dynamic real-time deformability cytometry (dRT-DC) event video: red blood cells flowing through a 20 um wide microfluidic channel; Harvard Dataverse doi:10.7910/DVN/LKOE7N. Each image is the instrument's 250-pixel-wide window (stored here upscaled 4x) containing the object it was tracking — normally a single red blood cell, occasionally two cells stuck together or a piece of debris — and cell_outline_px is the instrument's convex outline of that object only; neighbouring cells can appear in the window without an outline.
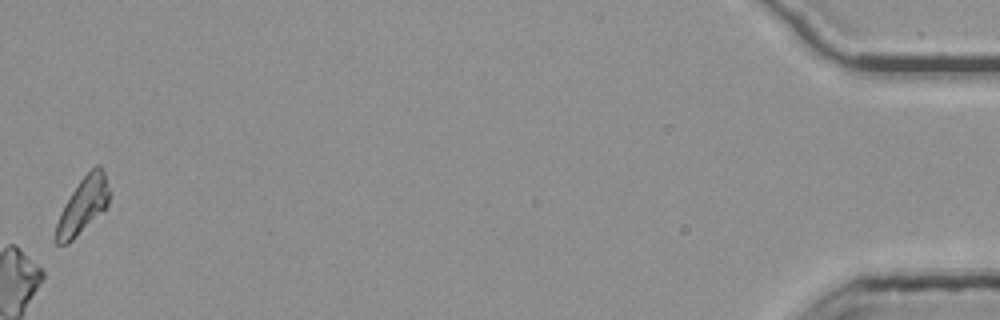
{"species": "common noctule bat (a hibernating species)", "species_latin": "Nyctalus noctula", "temperature_condition": "room temperature", "stored_images_in_passage": 55, "camera_frame_rate_fps": 3000, "um_per_image_px": 0.085, "animal": {"sex": "female", "body_mass_g": 25.1}, "frame": {"image": 1, "passage_image": 55, "time_ms": 18.0, "image_size_px": [1000, 320], "cell_outline_px": [[108, 204], [68, 244], [56, 244], [52, 240], [56, 224], [60, 212], [64, 204], [80, 180], [96, 164], [100, 164], [104, 172], [108, 188]], "centroid_in_image_um": [6.98, 17.49], "position_along_channel_um": 428.2, "area_um2": 16.99}, "authors_computed_cell_mechanics": {"area_um2": 20.6924, "velocity_mm_per_s": 3.7564, "shape_relaxation_time_tau1_ms": 2.0039, "shape_relaxation_time_tau2_ms": 9.7873, "deformation_change_tau1": 0.2074, "deformation_change_tau2": 0.2071}}